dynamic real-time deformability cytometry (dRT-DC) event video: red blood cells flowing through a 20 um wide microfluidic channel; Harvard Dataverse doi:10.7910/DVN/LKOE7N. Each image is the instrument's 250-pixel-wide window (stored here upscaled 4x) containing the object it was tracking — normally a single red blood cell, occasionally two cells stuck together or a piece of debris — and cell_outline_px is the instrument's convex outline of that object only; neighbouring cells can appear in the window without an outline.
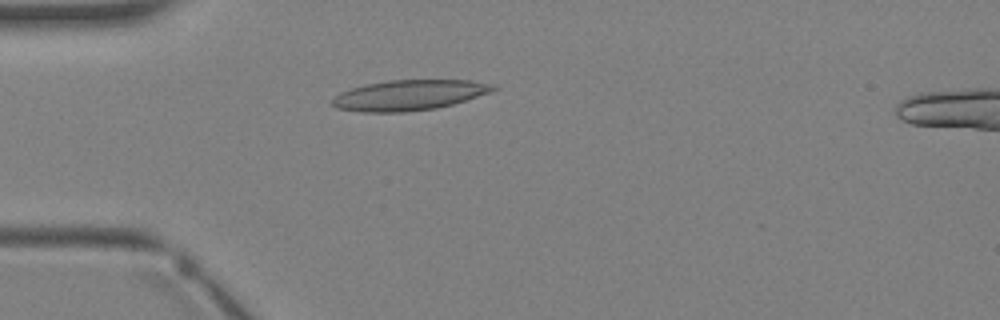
{"species": "Egyptian fruit bat (a non-hibernating species)", "species_latin": "Rousettus aegyptiacus", "temperature_condition": "warm", "stored_images_in_passage": 2, "camera_frame_rate_fps": 3000, "um_per_image_px": 0.085, "animal": {"sex": "female"}, "frame": {"image": 1, "passage_image": 2, "time_ms": 1.333, "image_size_px": [1000, 320], "cell_outline_px": [[500, 88], [452, 104], [436, 108], [404, 112], [360, 112], [336, 108], [332, 104], [332, 100], [340, 92], [352, 88], [368, 84], [388, 80], [468, 80], [496, 84]], "centroid_in_image_um": [34.77, 8.08], "position_along_channel_um": 50.2, "area_um2": 28.26}}